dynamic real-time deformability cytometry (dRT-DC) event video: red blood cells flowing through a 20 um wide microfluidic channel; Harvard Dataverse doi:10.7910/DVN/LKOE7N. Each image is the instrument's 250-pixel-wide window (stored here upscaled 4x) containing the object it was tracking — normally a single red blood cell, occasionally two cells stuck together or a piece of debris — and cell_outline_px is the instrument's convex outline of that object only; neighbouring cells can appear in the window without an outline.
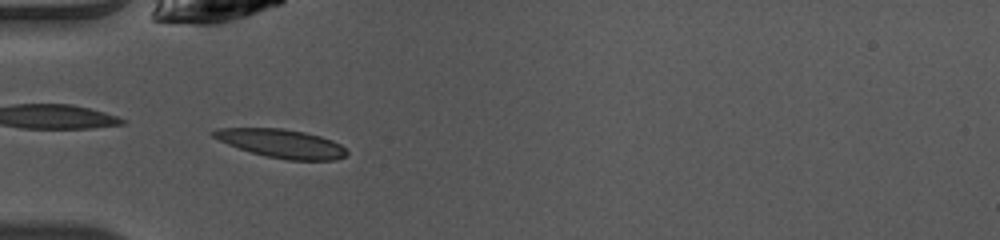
{"species": "common noctule bat (a hibernating species)", "species_latin": "Nyctalus noctula", "temperature_condition": "warm", "stored_images_in_passage": 16, "camera_frame_rate_fps": 3000, "um_per_image_px": 0.085, "animal": {"sex": "female", "body_mass_g": 10.0, "forearm_length_mm": 53.1}, "frame": {"image": 1, "passage_image": 1, "time_ms": 0.0, "image_size_px": [1000, 240], "cell_outline_px": [[348, 152], [344, 156], [336, 160], [288, 160], [264, 156], [228, 144], [212, 136], [212, 132], [216, 128], [284, 128], [304, 132], [320, 136], [332, 140], [340, 144]], "centroid_in_image_um": [23.95, 12.19], "position_along_channel_um": 61.1, "area_um2": 22.02}}
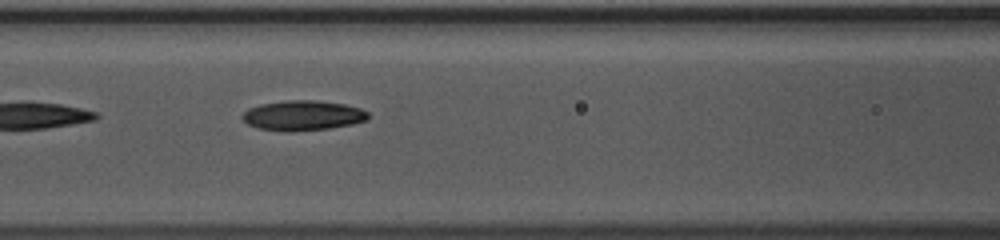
{"frame": {"image": 2, "passage_image": 7, "time_ms": 2.0, "image_size_px": [1000, 240], "cell_outline_px": [[368, 120], [352, 124], [328, 128], [292, 132], [288, 132], [260, 128], [248, 124], [240, 116], [248, 108], [260, 104], [288, 100], [316, 100], [344, 104], [360, 108], [368, 112]], "centroid_in_image_um": [25.74, 9.81], "position_along_channel_um": 140.9, "area_um2": 21.96}}
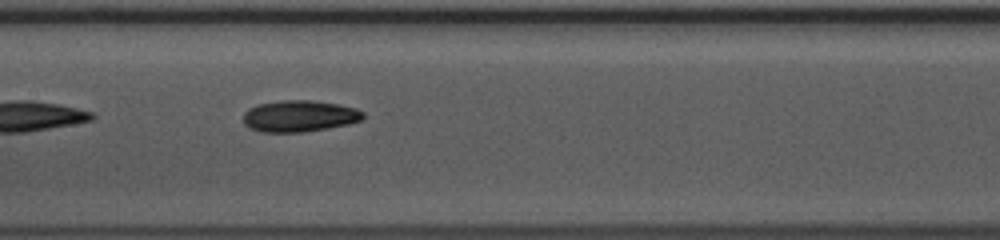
{"frame": {"image": 3, "passage_image": 10, "time_ms": 3.0, "image_size_px": [1000, 240], "cell_outline_px": [[364, 116], [360, 120], [348, 124], [328, 128], [304, 132], [260, 132], [248, 128], [244, 124], [244, 112], [248, 108], [256, 104], [280, 100], [312, 100], [336, 104], [356, 108], [364, 112]], "centroid_in_image_um": [25.4, 9.86], "position_along_channel_um": 182.0, "area_um2": 22.14}}